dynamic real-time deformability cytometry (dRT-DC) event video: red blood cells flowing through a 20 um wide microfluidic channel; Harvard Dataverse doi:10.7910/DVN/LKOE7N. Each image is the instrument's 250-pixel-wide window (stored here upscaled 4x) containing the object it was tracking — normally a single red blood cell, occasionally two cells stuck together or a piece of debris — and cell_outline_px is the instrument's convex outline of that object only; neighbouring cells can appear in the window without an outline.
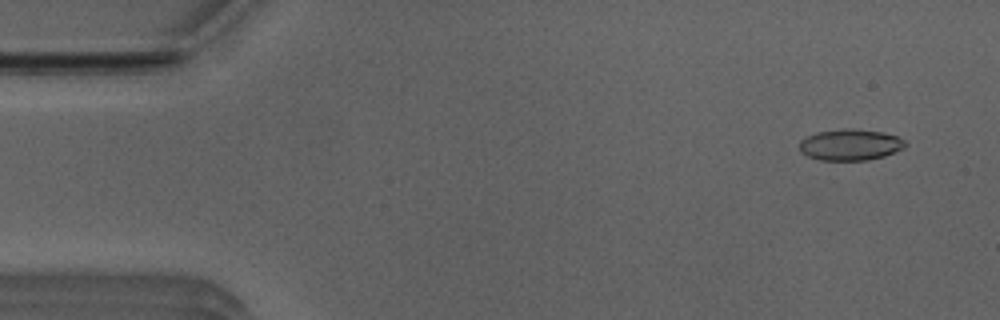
{"species": "Egyptian fruit bat (a non-hibernating species)", "species_latin": "Rousettus aegyptiacus", "temperature_condition": "room temperature", "stored_images_in_passage": 51, "camera_frame_rate_fps": 3000, "um_per_image_px": 0.085, "animal": {"sex": "male"}, "frame": {"image": 1, "passage_image": 3, "time_ms": 0.667, "image_size_px": [1000, 320], "cell_outline_px": [[908, 144], [904, 148], [884, 156], [868, 160], [820, 160], [808, 156], [800, 152], [800, 140], [804, 136], [816, 132], [844, 128], [852, 128], [880, 132], [896, 136], [904, 140]], "centroid_in_image_um": [72.24, 12.3], "position_along_channel_um": 12.8, "area_um2": 19.36}}
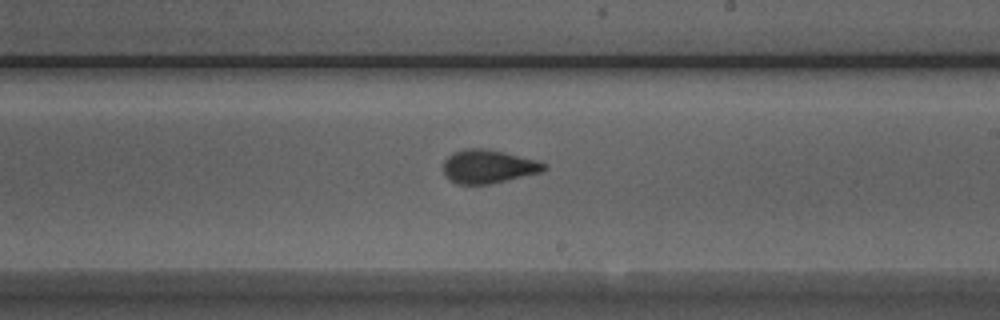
{"frame": {"image": 2, "passage_image": 29, "time_ms": 9.333, "image_size_px": [1000, 320], "cell_outline_px": [[548, 168], [544, 172], [488, 184], [456, 184], [444, 176], [444, 160], [448, 156], [464, 148], [488, 148], [540, 160], [548, 164]], "centroid_in_image_um": [41.57, 14.14], "position_along_channel_um": 247.4, "area_um2": 20.06}}
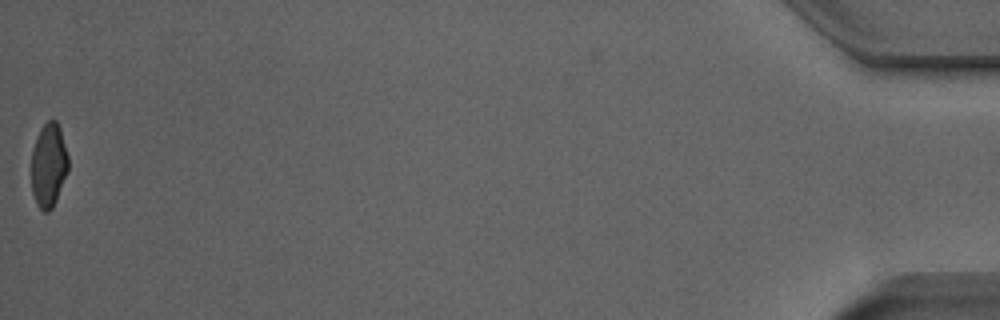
{"frame": {"image": 3, "passage_image": 51, "time_ms": 16.667, "image_size_px": [1000, 320], "cell_outline_px": [[68, 168], [56, 200], [52, 208], [48, 212], [44, 212], [36, 204], [32, 192], [32, 152], [40, 128], [48, 120], [56, 120], [60, 128], [68, 156]], "centroid_in_image_um": [4.13, 14.04], "position_along_channel_um": 431.1, "area_um2": 17.8}, "authors_computed_cell_mechanics": {"area_um2": 19.5942, "velocity_mm_per_s": 3.9645, "shape_relaxation_time_tau1_ms": 4.1169, "shape_relaxation_time_tau2_ms": 1.1202, "deformation_change_tau1": 0.1318, "deformation_change_tau2": 0.0558}}